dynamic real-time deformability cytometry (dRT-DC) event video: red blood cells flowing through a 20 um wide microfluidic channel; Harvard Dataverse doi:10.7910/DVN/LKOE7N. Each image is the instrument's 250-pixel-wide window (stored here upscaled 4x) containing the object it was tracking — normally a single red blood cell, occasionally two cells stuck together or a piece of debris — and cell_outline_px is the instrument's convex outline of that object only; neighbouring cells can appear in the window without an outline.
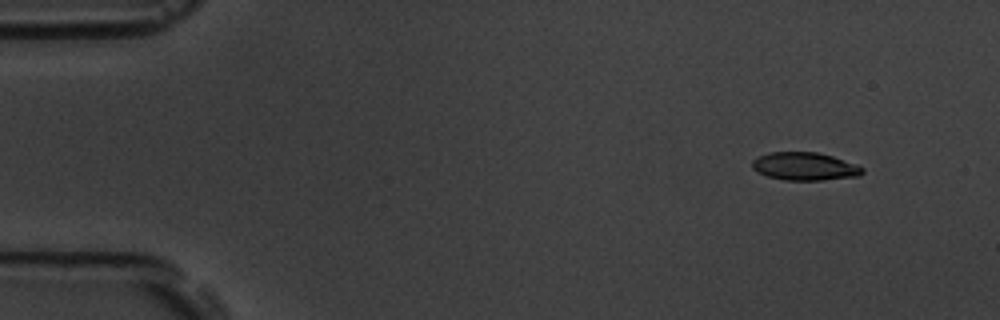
{"species": "common noctule bat (a hibernating species)", "species_latin": "Nyctalus noctula", "temperature_condition": "room temperature", "stored_images_in_passage": 4, "camera_frame_rate_fps": 3000, "um_per_image_px": 0.085, "animal": {"sex": "male", "body_mass_g": 19.5, "forearm_length_mm": 54.6}, "frame": {"image": 1, "passage_image": 1, "time_ms": 0.0, "image_size_px": [1000, 320], "cell_outline_px": [[864, 172], [860, 176], [824, 180], [784, 180], [768, 176], [756, 172], [752, 168], [752, 160], [768, 152], [816, 152], [832, 156], [856, 164], [864, 168]], "centroid_in_image_um": [68.41, 14.15], "position_along_channel_um": 16.6, "area_um2": 18.03}}
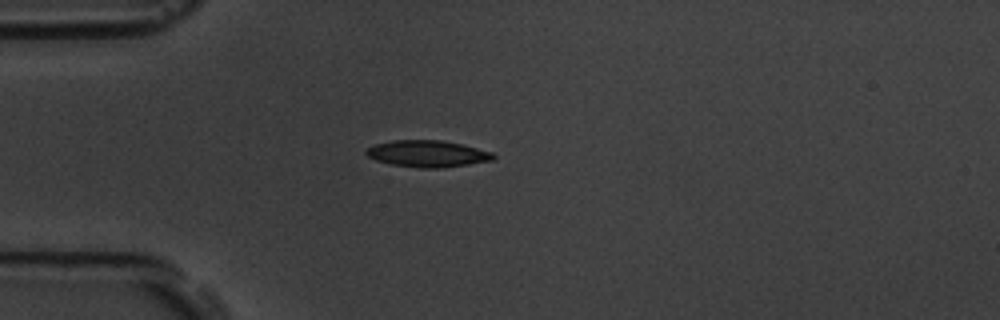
{"frame": {"image": 2, "passage_image": 4, "time_ms": 3.333, "image_size_px": [1000, 320], "cell_outline_px": [[496, 156], [492, 160], [468, 164], [440, 168], [420, 168], [392, 164], [376, 160], [368, 156], [364, 152], [368, 148], [376, 144], [392, 140], [440, 140], [464, 144], [492, 152]], "centroid_in_image_um": [36.35, 13.06], "position_along_channel_um": 48.6, "area_um2": 19.65}}